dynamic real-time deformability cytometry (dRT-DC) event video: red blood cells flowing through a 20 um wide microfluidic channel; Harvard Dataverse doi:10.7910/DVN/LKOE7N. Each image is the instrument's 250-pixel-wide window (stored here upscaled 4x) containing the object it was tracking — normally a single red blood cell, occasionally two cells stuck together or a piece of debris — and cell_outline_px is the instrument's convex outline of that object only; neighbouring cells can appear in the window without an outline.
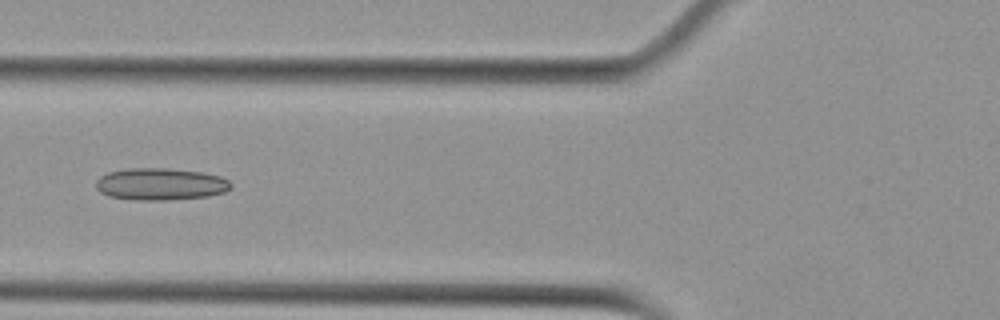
{"species": "Egyptian fruit bat (a non-hibernating species)", "species_latin": "Rousettus aegyptiacus", "temperature_condition": "cold", "stored_images_in_passage": 17, "camera_frame_rate_fps": 3000, "um_per_image_px": 0.085, "animal": {"sex": "female"}, "frame": {"image": 1, "passage_image": 10, "time_ms": 3.0, "image_size_px": [1000, 320], "cell_outline_px": [[232, 188], [224, 192], [208, 196], [164, 200], [132, 200], [108, 196], [100, 192], [96, 188], [96, 180], [100, 176], [108, 172], [132, 168], [168, 168], [204, 172], [220, 176], [228, 180], [232, 184]], "centroid_in_image_um": [13.64, 15.65], "position_along_channel_um": 112.2, "area_um2": 25.37}}
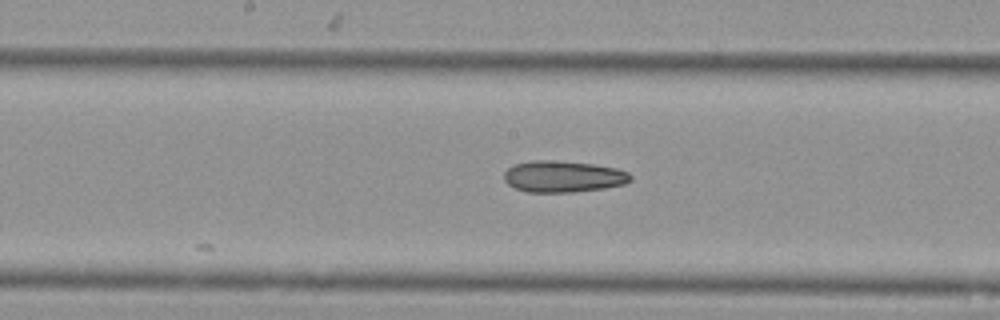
{"frame": {"image": 2, "passage_image": 17, "time_ms": 5.333, "image_size_px": [1000, 320], "cell_outline_px": [[632, 180], [624, 184], [604, 188], [572, 192], [528, 192], [516, 188], [508, 184], [504, 180], [504, 172], [512, 164], [532, 160], [552, 160], [592, 164], [616, 168], [628, 172], [632, 176]], "centroid_in_image_um": [47.85, 15.0], "position_along_channel_um": 200.3, "area_um2": 23.24}}